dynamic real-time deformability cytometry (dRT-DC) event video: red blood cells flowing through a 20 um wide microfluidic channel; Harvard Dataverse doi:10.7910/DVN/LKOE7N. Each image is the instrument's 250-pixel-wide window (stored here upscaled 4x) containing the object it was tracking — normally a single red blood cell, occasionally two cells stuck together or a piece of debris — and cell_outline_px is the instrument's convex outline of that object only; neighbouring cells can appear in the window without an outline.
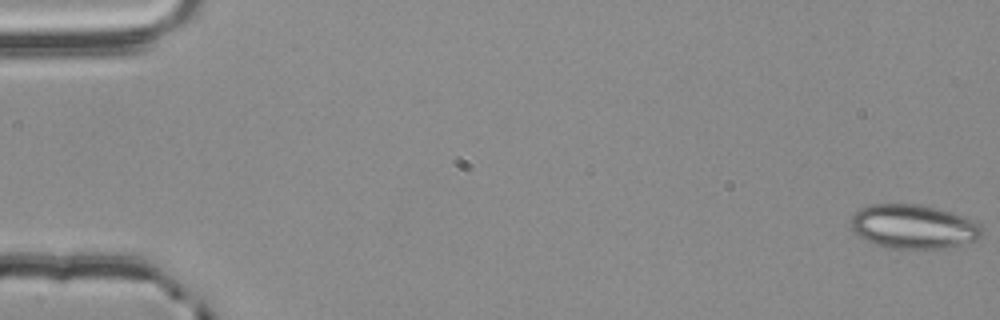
{"species": "common noctule bat (a hibernating species)", "species_latin": "Nyctalus noctula", "temperature_condition": "room temperature", "stored_images_in_passage": 56, "camera_frame_rate_fps": 3000, "um_per_image_px": 0.085, "animal": {"sex": "male", "body_mass_g": 20.4}, "frame": {"image": 1, "passage_image": 1, "time_ms": 0.0, "image_size_px": [1000, 320], "cell_outline_px": [[984, 236], [980, 240], [944, 248], [888, 248], [876, 244], [860, 236], [852, 228], [852, 216], [860, 208], [872, 204], [920, 204], [936, 208], [972, 220], [980, 224], [984, 232]], "centroid_in_image_um": [77.7, 19.27], "position_along_channel_um": 7.3, "area_um2": 33.41}}
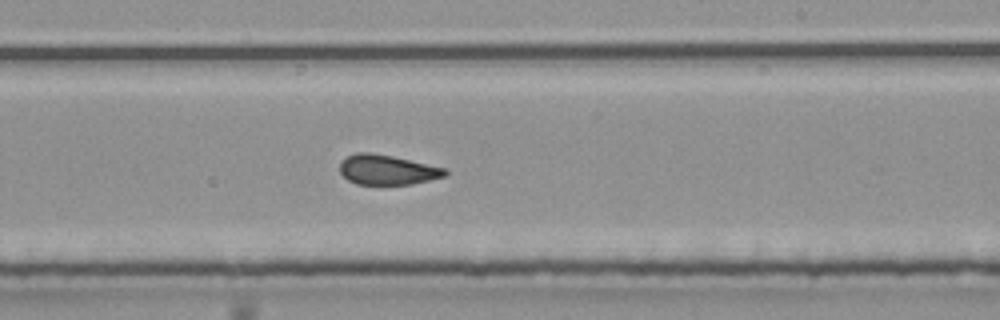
{"frame": {"image": 2, "passage_image": 34, "time_ms": 11.0, "image_size_px": [1000, 320], "cell_outline_px": [[448, 176], [412, 184], [356, 184], [348, 180], [340, 172], [340, 160], [344, 156], [356, 152], [368, 152], [392, 156], [448, 168]], "centroid_in_image_um": [32.93, 14.42], "position_along_channel_um": 256.1, "area_um2": 18.61}}
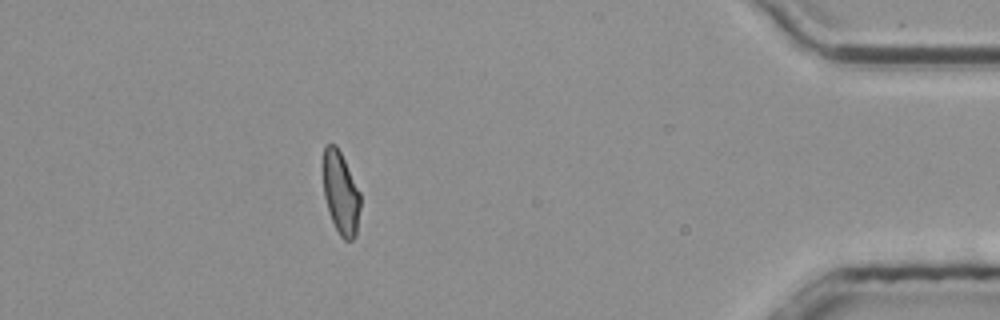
{"frame": {"image": 3, "passage_image": 50, "time_ms": 16.333, "image_size_px": [1000, 320], "cell_outline_px": [[360, 208], [356, 236], [352, 240], [344, 240], [340, 236], [328, 212], [324, 196], [324, 144], [336, 144], [360, 192]], "centroid_in_image_um": [28.97, 16.44], "position_along_channel_um": 406.2, "area_um2": 17.74}, "authors_computed_cell_mechanics": {"area_um2": 19.5075, "velocity_mm_per_s": 3.788, "shape_relaxation_time_tau1_ms": 10.1157, "shape_relaxation_time_tau2_ms": 1.7768, "deformation_change_tau1": 0.1771, "deformation_change_tau2": 0.0815}}